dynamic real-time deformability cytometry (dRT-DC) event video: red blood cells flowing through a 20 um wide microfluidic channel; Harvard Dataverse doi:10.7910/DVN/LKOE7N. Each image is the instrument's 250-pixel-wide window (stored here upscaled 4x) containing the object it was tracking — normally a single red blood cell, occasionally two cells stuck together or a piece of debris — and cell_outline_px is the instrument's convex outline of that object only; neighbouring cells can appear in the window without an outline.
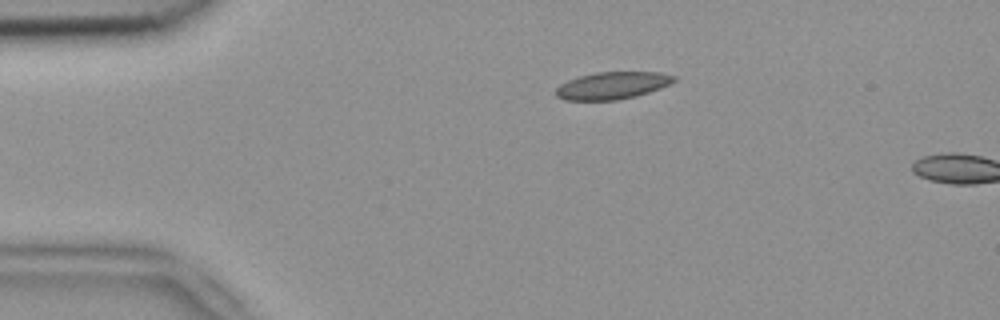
{"species": "common noctule bat (a hibernating species)", "species_latin": "Nyctalus noctula", "temperature_condition": "room temperature", "stored_images_in_passage": 4, "camera_frame_rate_fps": 3000, "um_per_image_px": 0.085, "animal": {"sex": "female", "body_mass_g": 18.4}, "frame": {"image": 1, "passage_image": 4, "time_ms": 1.0, "image_size_px": [1000, 320], "cell_outline_px": [[676, 80], [660, 88], [636, 96], [616, 100], [564, 100], [556, 96], [556, 88], [560, 84], [568, 80], [580, 76], [596, 72], [660, 72], [676, 76]], "centroid_in_image_um": [52.03, 7.27], "position_along_channel_um": 33.0, "area_um2": 18.67}}